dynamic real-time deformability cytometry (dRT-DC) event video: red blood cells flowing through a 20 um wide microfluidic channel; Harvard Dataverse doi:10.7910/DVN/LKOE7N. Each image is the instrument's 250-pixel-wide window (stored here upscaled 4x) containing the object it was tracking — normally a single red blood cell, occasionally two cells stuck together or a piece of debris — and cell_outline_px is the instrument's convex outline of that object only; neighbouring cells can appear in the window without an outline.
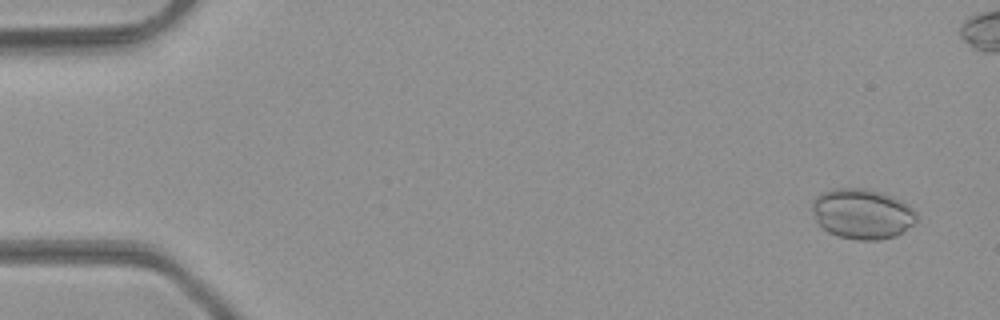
{"species": "common noctule bat (a hibernating species)", "species_latin": "Nyctalus noctula", "temperature_condition": "room temperature", "stored_images_in_passage": 47, "camera_frame_rate_fps": 3000, "um_per_image_px": 0.085, "animal": {"sex": "male", "body_mass_g": 23.1, "forearm_length_mm": 52.7}, "frame": {"image": 1, "passage_image": 1, "time_ms": 0.0, "image_size_px": [1000, 320], "cell_outline_px": [[916, 220], [912, 224], [896, 236], [880, 240], [856, 240], [840, 236], [828, 232], [816, 220], [812, 208], [812, 200], [820, 192], [836, 188], [864, 188], [880, 192], [900, 200], [908, 204], [916, 212]], "centroid_in_image_um": [73.27, 18.17], "position_along_channel_um": 11.7, "area_um2": 30.4}}
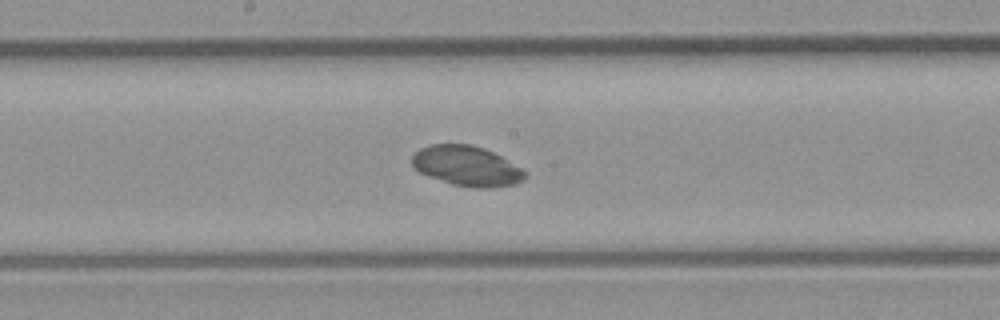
{"frame": {"image": 2, "passage_image": 24, "time_ms": 7.667, "image_size_px": [1000, 320], "cell_outline_px": [[528, 176], [524, 180], [516, 184], [492, 188], [472, 188], [452, 184], [428, 176], [420, 172], [412, 164], [412, 156], [420, 148], [432, 144], [468, 144], [484, 148], [524, 168], [528, 172]], "centroid_in_image_um": [39.74, 14.12], "position_along_channel_um": 208.5, "area_um2": 26.59}}
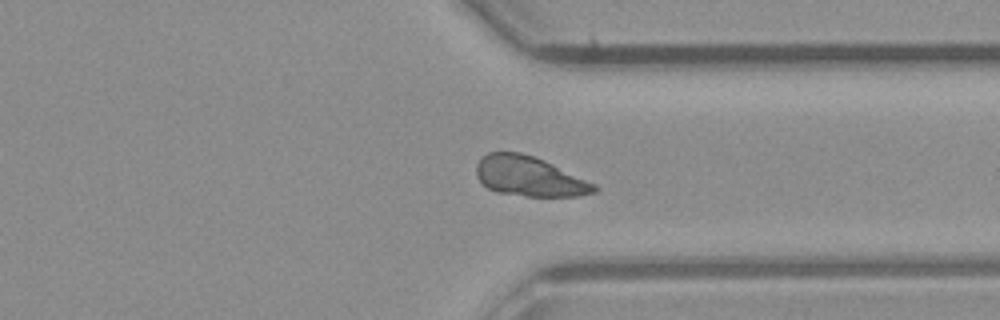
{"frame": {"image": 3, "passage_image": 35, "time_ms": 11.333, "image_size_px": [1000, 320], "cell_outline_px": [[600, 188], [596, 192], [576, 196], [524, 196], [496, 192], [488, 188], [476, 176], [476, 164], [480, 156], [488, 152], [520, 152], [544, 160], [596, 184]], "centroid_in_image_um": [44.98, 14.99], "position_along_channel_um": 366.4, "area_um2": 27.46}}